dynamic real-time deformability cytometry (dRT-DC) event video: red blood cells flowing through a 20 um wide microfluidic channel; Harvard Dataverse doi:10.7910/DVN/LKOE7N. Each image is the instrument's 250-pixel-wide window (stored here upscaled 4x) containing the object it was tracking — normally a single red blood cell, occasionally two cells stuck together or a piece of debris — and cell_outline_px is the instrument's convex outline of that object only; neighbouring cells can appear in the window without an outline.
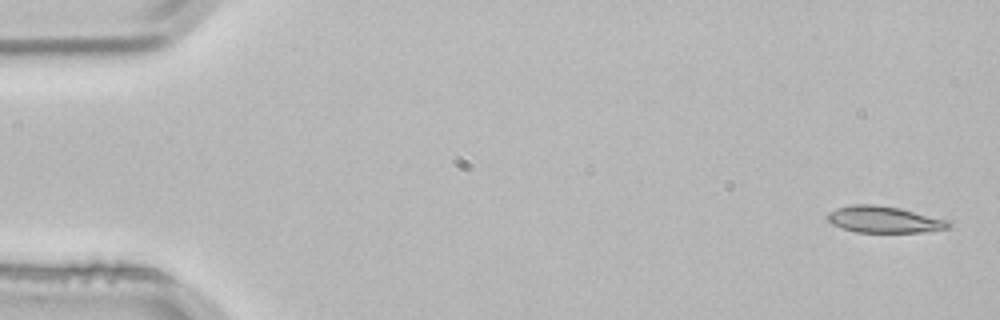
{"species": "common noctule bat (a hibernating species)", "species_latin": "Nyctalus noctula", "temperature_condition": "room temperature", "stored_images_in_passage": 4, "camera_frame_rate_fps": 3000, "um_per_image_px": 0.085, "animal": {"sex": "male", "body_mass_g": 21.5, "forearm_length_mm": 52.0}, "frame": {"image": 1, "passage_image": 1, "time_ms": 0.0, "image_size_px": [1000, 320], "cell_outline_px": [[952, 228], [924, 232], [856, 232], [832, 224], [828, 220], [828, 212], [836, 208], [856, 204], [872, 204], [900, 208], [952, 220]], "centroid_in_image_um": [75.24, 18.66], "position_along_channel_um": 9.8, "area_um2": 18.9}}
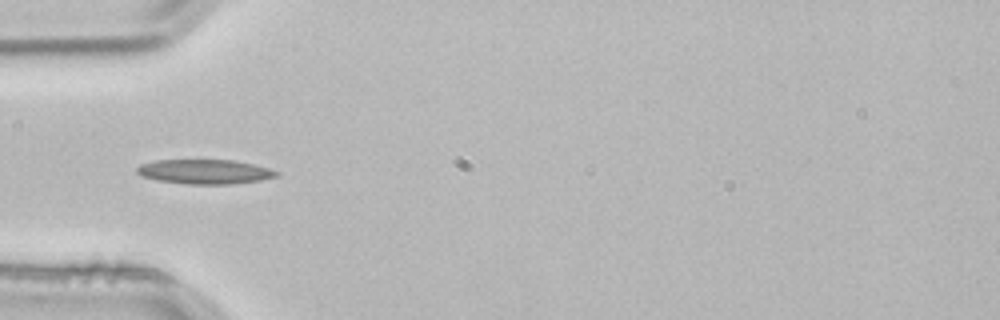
{"frame": {"image": 2, "passage_image": 4, "time_ms": 1.0, "image_size_px": [1000, 320], "cell_outline_px": [[280, 172], [276, 176], [260, 180], [232, 184], [188, 184], [156, 180], [144, 176], [136, 172], [136, 168], [140, 164], [156, 160], [232, 160], [252, 164], [268, 168]], "centroid_in_image_um": [17.38, 14.59], "position_along_channel_um": 67.6, "area_um2": 19.77}}